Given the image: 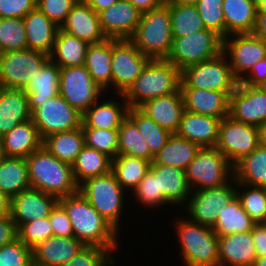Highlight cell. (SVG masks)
Segmentation results:
<instances>
[{
  "mask_svg": "<svg viewBox=\"0 0 266 266\" xmlns=\"http://www.w3.org/2000/svg\"><path fill=\"white\" fill-rule=\"evenodd\" d=\"M59 203L68 214L74 237L83 245L107 248L114 255L119 252L120 235L124 233L106 221L79 191L59 198Z\"/></svg>",
  "mask_w": 266,
  "mask_h": 266,
  "instance_id": "1",
  "label": "cell"
},
{
  "mask_svg": "<svg viewBox=\"0 0 266 266\" xmlns=\"http://www.w3.org/2000/svg\"><path fill=\"white\" fill-rule=\"evenodd\" d=\"M173 219L182 266H219V239L213 229L183 215Z\"/></svg>",
  "mask_w": 266,
  "mask_h": 266,
  "instance_id": "2",
  "label": "cell"
},
{
  "mask_svg": "<svg viewBox=\"0 0 266 266\" xmlns=\"http://www.w3.org/2000/svg\"><path fill=\"white\" fill-rule=\"evenodd\" d=\"M31 188L62 198L79 191L72 166L58 160L43 146L26 158Z\"/></svg>",
  "mask_w": 266,
  "mask_h": 266,
  "instance_id": "3",
  "label": "cell"
},
{
  "mask_svg": "<svg viewBox=\"0 0 266 266\" xmlns=\"http://www.w3.org/2000/svg\"><path fill=\"white\" fill-rule=\"evenodd\" d=\"M181 71L166 59L150 60L135 82L122 94L129 107L177 92Z\"/></svg>",
  "mask_w": 266,
  "mask_h": 266,
  "instance_id": "4",
  "label": "cell"
},
{
  "mask_svg": "<svg viewBox=\"0 0 266 266\" xmlns=\"http://www.w3.org/2000/svg\"><path fill=\"white\" fill-rule=\"evenodd\" d=\"M79 192L106 221L121 232V224L125 219L122 217L127 216L123 214L127 211V206H130L131 199H128L130 195H127L112 172L86 179L79 185Z\"/></svg>",
  "mask_w": 266,
  "mask_h": 266,
  "instance_id": "5",
  "label": "cell"
},
{
  "mask_svg": "<svg viewBox=\"0 0 266 266\" xmlns=\"http://www.w3.org/2000/svg\"><path fill=\"white\" fill-rule=\"evenodd\" d=\"M129 40L151 60L166 59L173 41L169 6L164 3L142 13L140 22Z\"/></svg>",
  "mask_w": 266,
  "mask_h": 266,
  "instance_id": "6",
  "label": "cell"
},
{
  "mask_svg": "<svg viewBox=\"0 0 266 266\" xmlns=\"http://www.w3.org/2000/svg\"><path fill=\"white\" fill-rule=\"evenodd\" d=\"M238 83L224 52L212 59L190 65L181 71L180 88L223 91L230 96Z\"/></svg>",
  "mask_w": 266,
  "mask_h": 266,
  "instance_id": "7",
  "label": "cell"
},
{
  "mask_svg": "<svg viewBox=\"0 0 266 266\" xmlns=\"http://www.w3.org/2000/svg\"><path fill=\"white\" fill-rule=\"evenodd\" d=\"M185 174L192 191L204 190L227 184L234 177V169L216 147H201Z\"/></svg>",
  "mask_w": 266,
  "mask_h": 266,
  "instance_id": "8",
  "label": "cell"
},
{
  "mask_svg": "<svg viewBox=\"0 0 266 266\" xmlns=\"http://www.w3.org/2000/svg\"><path fill=\"white\" fill-rule=\"evenodd\" d=\"M223 52V39L215 32L203 29L184 37H173L171 51L166 58L180 71L212 59Z\"/></svg>",
  "mask_w": 266,
  "mask_h": 266,
  "instance_id": "9",
  "label": "cell"
},
{
  "mask_svg": "<svg viewBox=\"0 0 266 266\" xmlns=\"http://www.w3.org/2000/svg\"><path fill=\"white\" fill-rule=\"evenodd\" d=\"M236 185L233 177L227 184L217 188L193 190L182 207L183 216L192 222L213 228L218 212L236 196Z\"/></svg>",
  "mask_w": 266,
  "mask_h": 266,
  "instance_id": "10",
  "label": "cell"
},
{
  "mask_svg": "<svg viewBox=\"0 0 266 266\" xmlns=\"http://www.w3.org/2000/svg\"><path fill=\"white\" fill-rule=\"evenodd\" d=\"M105 93L84 65L60 68L59 94L81 114Z\"/></svg>",
  "mask_w": 266,
  "mask_h": 266,
  "instance_id": "11",
  "label": "cell"
},
{
  "mask_svg": "<svg viewBox=\"0 0 266 266\" xmlns=\"http://www.w3.org/2000/svg\"><path fill=\"white\" fill-rule=\"evenodd\" d=\"M48 59V54L28 48L0 53V87L24 89Z\"/></svg>",
  "mask_w": 266,
  "mask_h": 266,
  "instance_id": "12",
  "label": "cell"
},
{
  "mask_svg": "<svg viewBox=\"0 0 266 266\" xmlns=\"http://www.w3.org/2000/svg\"><path fill=\"white\" fill-rule=\"evenodd\" d=\"M260 145L259 127L226 116L221 120L216 148L234 166Z\"/></svg>",
  "mask_w": 266,
  "mask_h": 266,
  "instance_id": "13",
  "label": "cell"
},
{
  "mask_svg": "<svg viewBox=\"0 0 266 266\" xmlns=\"http://www.w3.org/2000/svg\"><path fill=\"white\" fill-rule=\"evenodd\" d=\"M150 60L129 39H112L113 93L123 94L135 82Z\"/></svg>",
  "mask_w": 266,
  "mask_h": 266,
  "instance_id": "14",
  "label": "cell"
},
{
  "mask_svg": "<svg viewBox=\"0 0 266 266\" xmlns=\"http://www.w3.org/2000/svg\"><path fill=\"white\" fill-rule=\"evenodd\" d=\"M31 120L42 139L57 132H67L82 125V114L60 94L49 98L31 113Z\"/></svg>",
  "mask_w": 266,
  "mask_h": 266,
  "instance_id": "15",
  "label": "cell"
},
{
  "mask_svg": "<svg viewBox=\"0 0 266 266\" xmlns=\"http://www.w3.org/2000/svg\"><path fill=\"white\" fill-rule=\"evenodd\" d=\"M223 52L240 82L253 64L266 57V41L252 33L232 34L223 40Z\"/></svg>",
  "mask_w": 266,
  "mask_h": 266,
  "instance_id": "16",
  "label": "cell"
},
{
  "mask_svg": "<svg viewBox=\"0 0 266 266\" xmlns=\"http://www.w3.org/2000/svg\"><path fill=\"white\" fill-rule=\"evenodd\" d=\"M234 120L262 126L266 123V93L260 87L238 83L229 98V114Z\"/></svg>",
  "mask_w": 266,
  "mask_h": 266,
  "instance_id": "17",
  "label": "cell"
},
{
  "mask_svg": "<svg viewBox=\"0 0 266 266\" xmlns=\"http://www.w3.org/2000/svg\"><path fill=\"white\" fill-rule=\"evenodd\" d=\"M141 12L128 0H118L98 13L102 32L107 39H130L141 19Z\"/></svg>",
  "mask_w": 266,
  "mask_h": 266,
  "instance_id": "18",
  "label": "cell"
},
{
  "mask_svg": "<svg viewBox=\"0 0 266 266\" xmlns=\"http://www.w3.org/2000/svg\"><path fill=\"white\" fill-rule=\"evenodd\" d=\"M108 95L105 93L82 114V128L119 129L127 117L129 106L122 94L111 93L110 97Z\"/></svg>",
  "mask_w": 266,
  "mask_h": 266,
  "instance_id": "19",
  "label": "cell"
},
{
  "mask_svg": "<svg viewBox=\"0 0 266 266\" xmlns=\"http://www.w3.org/2000/svg\"><path fill=\"white\" fill-rule=\"evenodd\" d=\"M58 202L53 195L29 188L11 199L10 215L18 229L23 223L48 217Z\"/></svg>",
  "mask_w": 266,
  "mask_h": 266,
  "instance_id": "20",
  "label": "cell"
},
{
  "mask_svg": "<svg viewBox=\"0 0 266 266\" xmlns=\"http://www.w3.org/2000/svg\"><path fill=\"white\" fill-rule=\"evenodd\" d=\"M60 30L89 44L101 43L107 39L102 32L98 13L84 0H78L72 7Z\"/></svg>",
  "mask_w": 266,
  "mask_h": 266,
  "instance_id": "21",
  "label": "cell"
},
{
  "mask_svg": "<svg viewBox=\"0 0 266 266\" xmlns=\"http://www.w3.org/2000/svg\"><path fill=\"white\" fill-rule=\"evenodd\" d=\"M139 108L171 134L177 132L185 111L180 89L172 94L148 100Z\"/></svg>",
  "mask_w": 266,
  "mask_h": 266,
  "instance_id": "22",
  "label": "cell"
},
{
  "mask_svg": "<svg viewBox=\"0 0 266 266\" xmlns=\"http://www.w3.org/2000/svg\"><path fill=\"white\" fill-rule=\"evenodd\" d=\"M221 120L185 110L175 134L197 143L200 147H216Z\"/></svg>",
  "mask_w": 266,
  "mask_h": 266,
  "instance_id": "23",
  "label": "cell"
},
{
  "mask_svg": "<svg viewBox=\"0 0 266 266\" xmlns=\"http://www.w3.org/2000/svg\"><path fill=\"white\" fill-rule=\"evenodd\" d=\"M186 111L223 119L229 114L230 96L223 91L180 88Z\"/></svg>",
  "mask_w": 266,
  "mask_h": 266,
  "instance_id": "24",
  "label": "cell"
},
{
  "mask_svg": "<svg viewBox=\"0 0 266 266\" xmlns=\"http://www.w3.org/2000/svg\"><path fill=\"white\" fill-rule=\"evenodd\" d=\"M150 169L158 177V193H162L165 199L176 208L183 207L189 199L192 189L188 184L184 170L166 166L163 164H152Z\"/></svg>",
  "mask_w": 266,
  "mask_h": 266,
  "instance_id": "25",
  "label": "cell"
},
{
  "mask_svg": "<svg viewBox=\"0 0 266 266\" xmlns=\"http://www.w3.org/2000/svg\"><path fill=\"white\" fill-rule=\"evenodd\" d=\"M219 266H253L257 259L251 231L218 236Z\"/></svg>",
  "mask_w": 266,
  "mask_h": 266,
  "instance_id": "26",
  "label": "cell"
},
{
  "mask_svg": "<svg viewBox=\"0 0 266 266\" xmlns=\"http://www.w3.org/2000/svg\"><path fill=\"white\" fill-rule=\"evenodd\" d=\"M83 246L74 236H52L32 249L33 262L41 266H61L71 260Z\"/></svg>",
  "mask_w": 266,
  "mask_h": 266,
  "instance_id": "27",
  "label": "cell"
},
{
  "mask_svg": "<svg viewBox=\"0 0 266 266\" xmlns=\"http://www.w3.org/2000/svg\"><path fill=\"white\" fill-rule=\"evenodd\" d=\"M30 119L27 93L23 89L0 87V137Z\"/></svg>",
  "mask_w": 266,
  "mask_h": 266,
  "instance_id": "28",
  "label": "cell"
},
{
  "mask_svg": "<svg viewBox=\"0 0 266 266\" xmlns=\"http://www.w3.org/2000/svg\"><path fill=\"white\" fill-rule=\"evenodd\" d=\"M28 49L51 54L60 27L37 7L23 18Z\"/></svg>",
  "mask_w": 266,
  "mask_h": 266,
  "instance_id": "29",
  "label": "cell"
},
{
  "mask_svg": "<svg viewBox=\"0 0 266 266\" xmlns=\"http://www.w3.org/2000/svg\"><path fill=\"white\" fill-rule=\"evenodd\" d=\"M60 67L48 59L23 89L31 113L46 100L59 94Z\"/></svg>",
  "mask_w": 266,
  "mask_h": 266,
  "instance_id": "30",
  "label": "cell"
},
{
  "mask_svg": "<svg viewBox=\"0 0 266 266\" xmlns=\"http://www.w3.org/2000/svg\"><path fill=\"white\" fill-rule=\"evenodd\" d=\"M2 139L7 157L26 159L43 146V139L31 119L18 124Z\"/></svg>",
  "mask_w": 266,
  "mask_h": 266,
  "instance_id": "31",
  "label": "cell"
},
{
  "mask_svg": "<svg viewBox=\"0 0 266 266\" xmlns=\"http://www.w3.org/2000/svg\"><path fill=\"white\" fill-rule=\"evenodd\" d=\"M112 39L101 43L90 44L85 57L84 66L90 73L93 81L106 93L113 94L112 90Z\"/></svg>",
  "mask_w": 266,
  "mask_h": 266,
  "instance_id": "32",
  "label": "cell"
},
{
  "mask_svg": "<svg viewBox=\"0 0 266 266\" xmlns=\"http://www.w3.org/2000/svg\"><path fill=\"white\" fill-rule=\"evenodd\" d=\"M223 13L226 37L252 33L257 13V0H224Z\"/></svg>",
  "mask_w": 266,
  "mask_h": 266,
  "instance_id": "33",
  "label": "cell"
},
{
  "mask_svg": "<svg viewBox=\"0 0 266 266\" xmlns=\"http://www.w3.org/2000/svg\"><path fill=\"white\" fill-rule=\"evenodd\" d=\"M89 45L59 29L49 59L60 68L83 66Z\"/></svg>",
  "mask_w": 266,
  "mask_h": 266,
  "instance_id": "34",
  "label": "cell"
},
{
  "mask_svg": "<svg viewBox=\"0 0 266 266\" xmlns=\"http://www.w3.org/2000/svg\"><path fill=\"white\" fill-rule=\"evenodd\" d=\"M85 146V136L82 127L48 135L43 139V147L58 160L73 164L76 157Z\"/></svg>",
  "mask_w": 266,
  "mask_h": 266,
  "instance_id": "35",
  "label": "cell"
},
{
  "mask_svg": "<svg viewBox=\"0 0 266 266\" xmlns=\"http://www.w3.org/2000/svg\"><path fill=\"white\" fill-rule=\"evenodd\" d=\"M200 148L197 143L172 134L165 146L154 156L152 164H163L185 171Z\"/></svg>",
  "mask_w": 266,
  "mask_h": 266,
  "instance_id": "36",
  "label": "cell"
},
{
  "mask_svg": "<svg viewBox=\"0 0 266 266\" xmlns=\"http://www.w3.org/2000/svg\"><path fill=\"white\" fill-rule=\"evenodd\" d=\"M31 188L25 158L6 157L0 162V191L9 199Z\"/></svg>",
  "mask_w": 266,
  "mask_h": 266,
  "instance_id": "37",
  "label": "cell"
},
{
  "mask_svg": "<svg viewBox=\"0 0 266 266\" xmlns=\"http://www.w3.org/2000/svg\"><path fill=\"white\" fill-rule=\"evenodd\" d=\"M71 166L75 182L80 185L88 178L111 172L112 158L85 145Z\"/></svg>",
  "mask_w": 266,
  "mask_h": 266,
  "instance_id": "38",
  "label": "cell"
},
{
  "mask_svg": "<svg viewBox=\"0 0 266 266\" xmlns=\"http://www.w3.org/2000/svg\"><path fill=\"white\" fill-rule=\"evenodd\" d=\"M151 163L142 158L118 155L112 159L111 172L121 187L130 195L150 170Z\"/></svg>",
  "mask_w": 266,
  "mask_h": 266,
  "instance_id": "39",
  "label": "cell"
},
{
  "mask_svg": "<svg viewBox=\"0 0 266 266\" xmlns=\"http://www.w3.org/2000/svg\"><path fill=\"white\" fill-rule=\"evenodd\" d=\"M237 183L266 188V149L260 145L234 166Z\"/></svg>",
  "mask_w": 266,
  "mask_h": 266,
  "instance_id": "40",
  "label": "cell"
},
{
  "mask_svg": "<svg viewBox=\"0 0 266 266\" xmlns=\"http://www.w3.org/2000/svg\"><path fill=\"white\" fill-rule=\"evenodd\" d=\"M257 223L243 210L241 202L235 196L230 203L218 212L215 226L212 228L218 236L251 231Z\"/></svg>",
  "mask_w": 266,
  "mask_h": 266,
  "instance_id": "41",
  "label": "cell"
},
{
  "mask_svg": "<svg viewBox=\"0 0 266 266\" xmlns=\"http://www.w3.org/2000/svg\"><path fill=\"white\" fill-rule=\"evenodd\" d=\"M127 117L136 125L154 156L165 146L172 135L168 130L160 127L139 107H129Z\"/></svg>",
  "mask_w": 266,
  "mask_h": 266,
  "instance_id": "42",
  "label": "cell"
},
{
  "mask_svg": "<svg viewBox=\"0 0 266 266\" xmlns=\"http://www.w3.org/2000/svg\"><path fill=\"white\" fill-rule=\"evenodd\" d=\"M118 138V155H129L153 162L154 155L150 152L145 138L128 117L118 129Z\"/></svg>",
  "mask_w": 266,
  "mask_h": 266,
  "instance_id": "43",
  "label": "cell"
},
{
  "mask_svg": "<svg viewBox=\"0 0 266 266\" xmlns=\"http://www.w3.org/2000/svg\"><path fill=\"white\" fill-rule=\"evenodd\" d=\"M173 37H184L205 29L197 7L190 4H169Z\"/></svg>",
  "mask_w": 266,
  "mask_h": 266,
  "instance_id": "44",
  "label": "cell"
},
{
  "mask_svg": "<svg viewBox=\"0 0 266 266\" xmlns=\"http://www.w3.org/2000/svg\"><path fill=\"white\" fill-rule=\"evenodd\" d=\"M129 198H133V202L145 208V210L154 211V209L160 210L162 207L172 205L165 199L162 193H158V177L150 169L147 174L143 177L134 191L131 193ZM135 199V202H134Z\"/></svg>",
  "mask_w": 266,
  "mask_h": 266,
  "instance_id": "45",
  "label": "cell"
},
{
  "mask_svg": "<svg viewBox=\"0 0 266 266\" xmlns=\"http://www.w3.org/2000/svg\"><path fill=\"white\" fill-rule=\"evenodd\" d=\"M236 196L243 210L257 224L266 223V188L237 183Z\"/></svg>",
  "mask_w": 266,
  "mask_h": 266,
  "instance_id": "46",
  "label": "cell"
},
{
  "mask_svg": "<svg viewBox=\"0 0 266 266\" xmlns=\"http://www.w3.org/2000/svg\"><path fill=\"white\" fill-rule=\"evenodd\" d=\"M28 48L23 19L0 18V53Z\"/></svg>",
  "mask_w": 266,
  "mask_h": 266,
  "instance_id": "47",
  "label": "cell"
},
{
  "mask_svg": "<svg viewBox=\"0 0 266 266\" xmlns=\"http://www.w3.org/2000/svg\"><path fill=\"white\" fill-rule=\"evenodd\" d=\"M224 0H199L195 6L205 29L211 30L223 40L226 38V27L223 13Z\"/></svg>",
  "mask_w": 266,
  "mask_h": 266,
  "instance_id": "48",
  "label": "cell"
},
{
  "mask_svg": "<svg viewBox=\"0 0 266 266\" xmlns=\"http://www.w3.org/2000/svg\"><path fill=\"white\" fill-rule=\"evenodd\" d=\"M85 145L103 152L112 159L118 156V129L106 130L97 128H82Z\"/></svg>",
  "mask_w": 266,
  "mask_h": 266,
  "instance_id": "49",
  "label": "cell"
},
{
  "mask_svg": "<svg viewBox=\"0 0 266 266\" xmlns=\"http://www.w3.org/2000/svg\"><path fill=\"white\" fill-rule=\"evenodd\" d=\"M117 257L107 248L83 246L66 264L61 266H115Z\"/></svg>",
  "mask_w": 266,
  "mask_h": 266,
  "instance_id": "50",
  "label": "cell"
},
{
  "mask_svg": "<svg viewBox=\"0 0 266 266\" xmlns=\"http://www.w3.org/2000/svg\"><path fill=\"white\" fill-rule=\"evenodd\" d=\"M18 239L29 248L33 249L47 238L54 236L49 216L23 223L18 229Z\"/></svg>",
  "mask_w": 266,
  "mask_h": 266,
  "instance_id": "51",
  "label": "cell"
},
{
  "mask_svg": "<svg viewBox=\"0 0 266 266\" xmlns=\"http://www.w3.org/2000/svg\"><path fill=\"white\" fill-rule=\"evenodd\" d=\"M32 262V249L18 238L0 247V266H29Z\"/></svg>",
  "mask_w": 266,
  "mask_h": 266,
  "instance_id": "52",
  "label": "cell"
},
{
  "mask_svg": "<svg viewBox=\"0 0 266 266\" xmlns=\"http://www.w3.org/2000/svg\"><path fill=\"white\" fill-rule=\"evenodd\" d=\"M78 0H37L36 7L58 27L66 20L68 13Z\"/></svg>",
  "mask_w": 266,
  "mask_h": 266,
  "instance_id": "53",
  "label": "cell"
},
{
  "mask_svg": "<svg viewBox=\"0 0 266 266\" xmlns=\"http://www.w3.org/2000/svg\"><path fill=\"white\" fill-rule=\"evenodd\" d=\"M37 0H0V18L23 19L36 8Z\"/></svg>",
  "mask_w": 266,
  "mask_h": 266,
  "instance_id": "54",
  "label": "cell"
},
{
  "mask_svg": "<svg viewBox=\"0 0 266 266\" xmlns=\"http://www.w3.org/2000/svg\"><path fill=\"white\" fill-rule=\"evenodd\" d=\"M49 221L53 229L54 236L72 237L74 232L71 221L64 207L58 202L49 215Z\"/></svg>",
  "mask_w": 266,
  "mask_h": 266,
  "instance_id": "55",
  "label": "cell"
},
{
  "mask_svg": "<svg viewBox=\"0 0 266 266\" xmlns=\"http://www.w3.org/2000/svg\"><path fill=\"white\" fill-rule=\"evenodd\" d=\"M240 83L253 87H260L266 83V57L253 64L250 72Z\"/></svg>",
  "mask_w": 266,
  "mask_h": 266,
  "instance_id": "56",
  "label": "cell"
},
{
  "mask_svg": "<svg viewBox=\"0 0 266 266\" xmlns=\"http://www.w3.org/2000/svg\"><path fill=\"white\" fill-rule=\"evenodd\" d=\"M18 238L17 227L11 215L0 218V247Z\"/></svg>",
  "mask_w": 266,
  "mask_h": 266,
  "instance_id": "57",
  "label": "cell"
},
{
  "mask_svg": "<svg viewBox=\"0 0 266 266\" xmlns=\"http://www.w3.org/2000/svg\"><path fill=\"white\" fill-rule=\"evenodd\" d=\"M257 258L266 255V224L258 223L251 230Z\"/></svg>",
  "mask_w": 266,
  "mask_h": 266,
  "instance_id": "58",
  "label": "cell"
},
{
  "mask_svg": "<svg viewBox=\"0 0 266 266\" xmlns=\"http://www.w3.org/2000/svg\"><path fill=\"white\" fill-rule=\"evenodd\" d=\"M132 3L141 13L148 12L152 9L158 8L163 5L165 0H128Z\"/></svg>",
  "mask_w": 266,
  "mask_h": 266,
  "instance_id": "59",
  "label": "cell"
},
{
  "mask_svg": "<svg viewBox=\"0 0 266 266\" xmlns=\"http://www.w3.org/2000/svg\"><path fill=\"white\" fill-rule=\"evenodd\" d=\"M252 34L266 41V13H256Z\"/></svg>",
  "mask_w": 266,
  "mask_h": 266,
  "instance_id": "60",
  "label": "cell"
},
{
  "mask_svg": "<svg viewBox=\"0 0 266 266\" xmlns=\"http://www.w3.org/2000/svg\"><path fill=\"white\" fill-rule=\"evenodd\" d=\"M97 13L112 6L118 0H84Z\"/></svg>",
  "mask_w": 266,
  "mask_h": 266,
  "instance_id": "61",
  "label": "cell"
},
{
  "mask_svg": "<svg viewBox=\"0 0 266 266\" xmlns=\"http://www.w3.org/2000/svg\"><path fill=\"white\" fill-rule=\"evenodd\" d=\"M11 199L0 191V218L10 215Z\"/></svg>",
  "mask_w": 266,
  "mask_h": 266,
  "instance_id": "62",
  "label": "cell"
},
{
  "mask_svg": "<svg viewBox=\"0 0 266 266\" xmlns=\"http://www.w3.org/2000/svg\"><path fill=\"white\" fill-rule=\"evenodd\" d=\"M260 146L266 149V123L259 127Z\"/></svg>",
  "mask_w": 266,
  "mask_h": 266,
  "instance_id": "63",
  "label": "cell"
},
{
  "mask_svg": "<svg viewBox=\"0 0 266 266\" xmlns=\"http://www.w3.org/2000/svg\"><path fill=\"white\" fill-rule=\"evenodd\" d=\"M199 0H167L169 4H190L195 5Z\"/></svg>",
  "mask_w": 266,
  "mask_h": 266,
  "instance_id": "64",
  "label": "cell"
},
{
  "mask_svg": "<svg viewBox=\"0 0 266 266\" xmlns=\"http://www.w3.org/2000/svg\"><path fill=\"white\" fill-rule=\"evenodd\" d=\"M257 13H266V0H257Z\"/></svg>",
  "mask_w": 266,
  "mask_h": 266,
  "instance_id": "65",
  "label": "cell"
},
{
  "mask_svg": "<svg viewBox=\"0 0 266 266\" xmlns=\"http://www.w3.org/2000/svg\"><path fill=\"white\" fill-rule=\"evenodd\" d=\"M253 266H266V255L257 258V259L254 261Z\"/></svg>",
  "mask_w": 266,
  "mask_h": 266,
  "instance_id": "66",
  "label": "cell"
},
{
  "mask_svg": "<svg viewBox=\"0 0 266 266\" xmlns=\"http://www.w3.org/2000/svg\"><path fill=\"white\" fill-rule=\"evenodd\" d=\"M7 156H6V153H5V150H4V144H3V139L2 137H0V162L5 159Z\"/></svg>",
  "mask_w": 266,
  "mask_h": 266,
  "instance_id": "67",
  "label": "cell"
},
{
  "mask_svg": "<svg viewBox=\"0 0 266 266\" xmlns=\"http://www.w3.org/2000/svg\"><path fill=\"white\" fill-rule=\"evenodd\" d=\"M260 88L266 93V83L260 86Z\"/></svg>",
  "mask_w": 266,
  "mask_h": 266,
  "instance_id": "68",
  "label": "cell"
},
{
  "mask_svg": "<svg viewBox=\"0 0 266 266\" xmlns=\"http://www.w3.org/2000/svg\"><path fill=\"white\" fill-rule=\"evenodd\" d=\"M29 266H41V265H38V264L32 262Z\"/></svg>",
  "mask_w": 266,
  "mask_h": 266,
  "instance_id": "69",
  "label": "cell"
}]
</instances>
